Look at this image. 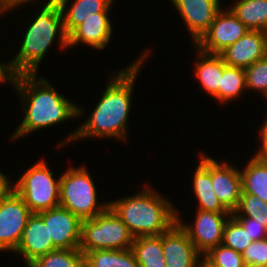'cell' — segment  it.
Masks as SVG:
<instances>
[{"label":"cell","mask_w":267,"mask_h":267,"mask_svg":"<svg viewBox=\"0 0 267 267\" xmlns=\"http://www.w3.org/2000/svg\"><path fill=\"white\" fill-rule=\"evenodd\" d=\"M249 234V238H252L253 241L263 240L267 238V227L263 224H259L253 218L250 217H234Z\"/></svg>","instance_id":"32"},{"label":"cell","mask_w":267,"mask_h":267,"mask_svg":"<svg viewBox=\"0 0 267 267\" xmlns=\"http://www.w3.org/2000/svg\"><path fill=\"white\" fill-rule=\"evenodd\" d=\"M252 242L247 230L231 215L224 226L222 244L242 254Z\"/></svg>","instance_id":"28"},{"label":"cell","mask_w":267,"mask_h":267,"mask_svg":"<svg viewBox=\"0 0 267 267\" xmlns=\"http://www.w3.org/2000/svg\"><path fill=\"white\" fill-rule=\"evenodd\" d=\"M244 213V214H243ZM233 217H250L267 227V202L251 193H242Z\"/></svg>","instance_id":"27"},{"label":"cell","mask_w":267,"mask_h":267,"mask_svg":"<svg viewBox=\"0 0 267 267\" xmlns=\"http://www.w3.org/2000/svg\"><path fill=\"white\" fill-rule=\"evenodd\" d=\"M32 213L60 206V177L55 179L45 161H39L13 183Z\"/></svg>","instance_id":"7"},{"label":"cell","mask_w":267,"mask_h":267,"mask_svg":"<svg viewBox=\"0 0 267 267\" xmlns=\"http://www.w3.org/2000/svg\"><path fill=\"white\" fill-rule=\"evenodd\" d=\"M14 76L15 75L11 71L9 64L8 63L2 64L0 62V82H3L6 80V82L9 81L10 83H12Z\"/></svg>","instance_id":"35"},{"label":"cell","mask_w":267,"mask_h":267,"mask_svg":"<svg viewBox=\"0 0 267 267\" xmlns=\"http://www.w3.org/2000/svg\"><path fill=\"white\" fill-rule=\"evenodd\" d=\"M260 136V139H262V147L256 152L255 156L267 160V119L263 122L262 127L260 128Z\"/></svg>","instance_id":"33"},{"label":"cell","mask_w":267,"mask_h":267,"mask_svg":"<svg viewBox=\"0 0 267 267\" xmlns=\"http://www.w3.org/2000/svg\"><path fill=\"white\" fill-rule=\"evenodd\" d=\"M133 240L127 226L110 207L92 219L82 220L79 249L84 254L101 249H131Z\"/></svg>","instance_id":"5"},{"label":"cell","mask_w":267,"mask_h":267,"mask_svg":"<svg viewBox=\"0 0 267 267\" xmlns=\"http://www.w3.org/2000/svg\"><path fill=\"white\" fill-rule=\"evenodd\" d=\"M246 88L245 70L239 67L228 66L224 62V71L221 77V86L213 96L220 102H229L237 98Z\"/></svg>","instance_id":"25"},{"label":"cell","mask_w":267,"mask_h":267,"mask_svg":"<svg viewBox=\"0 0 267 267\" xmlns=\"http://www.w3.org/2000/svg\"><path fill=\"white\" fill-rule=\"evenodd\" d=\"M59 1L63 14L64 29L67 35L83 23L91 14L109 12L113 2V0H75L68 10L66 9L68 0Z\"/></svg>","instance_id":"19"},{"label":"cell","mask_w":267,"mask_h":267,"mask_svg":"<svg viewBox=\"0 0 267 267\" xmlns=\"http://www.w3.org/2000/svg\"><path fill=\"white\" fill-rule=\"evenodd\" d=\"M54 250L56 248L53 246L52 239H49L48 226L38 213H32L14 252L23 256L27 267L37 257Z\"/></svg>","instance_id":"15"},{"label":"cell","mask_w":267,"mask_h":267,"mask_svg":"<svg viewBox=\"0 0 267 267\" xmlns=\"http://www.w3.org/2000/svg\"><path fill=\"white\" fill-rule=\"evenodd\" d=\"M197 210L192 225H183L179 216L177 223L189 235L196 250L204 255L211 248L222 244L224 226L232 213Z\"/></svg>","instance_id":"10"},{"label":"cell","mask_w":267,"mask_h":267,"mask_svg":"<svg viewBox=\"0 0 267 267\" xmlns=\"http://www.w3.org/2000/svg\"><path fill=\"white\" fill-rule=\"evenodd\" d=\"M199 61L195 64V74L201 86L209 93L214 96L221 86V77L224 71V61L218 54H208L198 50Z\"/></svg>","instance_id":"20"},{"label":"cell","mask_w":267,"mask_h":267,"mask_svg":"<svg viewBox=\"0 0 267 267\" xmlns=\"http://www.w3.org/2000/svg\"><path fill=\"white\" fill-rule=\"evenodd\" d=\"M242 193H251L267 202V160L253 156L240 171Z\"/></svg>","instance_id":"21"},{"label":"cell","mask_w":267,"mask_h":267,"mask_svg":"<svg viewBox=\"0 0 267 267\" xmlns=\"http://www.w3.org/2000/svg\"><path fill=\"white\" fill-rule=\"evenodd\" d=\"M248 28L229 9L216 14L209 29L195 43L197 50L220 54L248 32Z\"/></svg>","instance_id":"8"},{"label":"cell","mask_w":267,"mask_h":267,"mask_svg":"<svg viewBox=\"0 0 267 267\" xmlns=\"http://www.w3.org/2000/svg\"><path fill=\"white\" fill-rule=\"evenodd\" d=\"M203 258L213 267H246L242 254L223 244L211 248Z\"/></svg>","instance_id":"29"},{"label":"cell","mask_w":267,"mask_h":267,"mask_svg":"<svg viewBox=\"0 0 267 267\" xmlns=\"http://www.w3.org/2000/svg\"><path fill=\"white\" fill-rule=\"evenodd\" d=\"M48 226L49 239L56 249L79 248L82 220L62 206L38 212Z\"/></svg>","instance_id":"11"},{"label":"cell","mask_w":267,"mask_h":267,"mask_svg":"<svg viewBox=\"0 0 267 267\" xmlns=\"http://www.w3.org/2000/svg\"><path fill=\"white\" fill-rule=\"evenodd\" d=\"M162 247L166 267H198L201 255L177 222L162 233Z\"/></svg>","instance_id":"12"},{"label":"cell","mask_w":267,"mask_h":267,"mask_svg":"<svg viewBox=\"0 0 267 267\" xmlns=\"http://www.w3.org/2000/svg\"><path fill=\"white\" fill-rule=\"evenodd\" d=\"M29 1L30 0H0V13L11 10L16 6L19 7L20 4Z\"/></svg>","instance_id":"36"},{"label":"cell","mask_w":267,"mask_h":267,"mask_svg":"<svg viewBox=\"0 0 267 267\" xmlns=\"http://www.w3.org/2000/svg\"><path fill=\"white\" fill-rule=\"evenodd\" d=\"M198 267H213L212 265H210L204 258H202V260H200Z\"/></svg>","instance_id":"37"},{"label":"cell","mask_w":267,"mask_h":267,"mask_svg":"<svg viewBox=\"0 0 267 267\" xmlns=\"http://www.w3.org/2000/svg\"><path fill=\"white\" fill-rule=\"evenodd\" d=\"M219 55L228 66L245 69L267 55V32L248 30Z\"/></svg>","instance_id":"13"},{"label":"cell","mask_w":267,"mask_h":267,"mask_svg":"<svg viewBox=\"0 0 267 267\" xmlns=\"http://www.w3.org/2000/svg\"><path fill=\"white\" fill-rule=\"evenodd\" d=\"M84 267H140L132 249L93 250L84 254Z\"/></svg>","instance_id":"24"},{"label":"cell","mask_w":267,"mask_h":267,"mask_svg":"<svg viewBox=\"0 0 267 267\" xmlns=\"http://www.w3.org/2000/svg\"><path fill=\"white\" fill-rule=\"evenodd\" d=\"M246 267H267V238L253 241L242 253Z\"/></svg>","instance_id":"31"},{"label":"cell","mask_w":267,"mask_h":267,"mask_svg":"<svg viewBox=\"0 0 267 267\" xmlns=\"http://www.w3.org/2000/svg\"><path fill=\"white\" fill-rule=\"evenodd\" d=\"M9 178L0 172V201L3 200L12 190L14 186L9 182Z\"/></svg>","instance_id":"34"},{"label":"cell","mask_w":267,"mask_h":267,"mask_svg":"<svg viewBox=\"0 0 267 267\" xmlns=\"http://www.w3.org/2000/svg\"><path fill=\"white\" fill-rule=\"evenodd\" d=\"M219 0H172L185 21L194 44L209 29L216 14L222 9Z\"/></svg>","instance_id":"14"},{"label":"cell","mask_w":267,"mask_h":267,"mask_svg":"<svg viewBox=\"0 0 267 267\" xmlns=\"http://www.w3.org/2000/svg\"><path fill=\"white\" fill-rule=\"evenodd\" d=\"M212 185L217 198L232 213L242 195L240 170L212 158Z\"/></svg>","instance_id":"16"},{"label":"cell","mask_w":267,"mask_h":267,"mask_svg":"<svg viewBox=\"0 0 267 267\" xmlns=\"http://www.w3.org/2000/svg\"><path fill=\"white\" fill-rule=\"evenodd\" d=\"M145 51L141 58L124 70L118 71L106 86L102 98L97 103L91 116L66 141L88 137H111L126 141L128 114L131 107V94L138 71L143 60L148 57Z\"/></svg>","instance_id":"1"},{"label":"cell","mask_w":267,"mask_h":267,"mask_svg":"<svg viewBox=\"0 0 267 267\" xmlns=\"http://www.w3.org/2000/svg\"><path fill=\"white\" fill-rule=\"evenodd\" d=\"M42 10L31 22L21 43L18 54L8 62L14 75L36 74L47 49L59 36L62 48L68 47V35L64 29L59 0H47Z\"/></svg>","instance_id":"3"},{"label":"cell","mask_w":267,"mask_h":267,"mask_svg":"<svg viewBox=\"0 0 267 267\" xmlns=\"http://www.w3.org/2000/svg\"><path fill=\"white\" fill-rule=\"evenodd\" d=\"M244 70L246 88L259 91L267 99V55Z\"/></svg>","instance_id":"30"},{"label":"cell","mask_w":267,"mask_h":267,"mask_svg":"<svg viewBox=\"0 0 267 267\" xmlns=\"http://www.w3.org/2000/svg\"><path fill=\"white\" fill-rule=\"evenodd\" d=\"M109 207L127 226L134 238L158 236L177 222V211L150 187L140 193L109 203Z\"/></svg>","instance_id":"4"},{"label":"cell","mask_w":267,"mask_h":267,"mask_svg":"<svg viewBox=\"0 0 267 267\" xmlns=\"http://www.w3.org/2000/svg\"><path fill=\"white\" fill-rule=\"evenodd\" d=\"M32 214L22 197L12 190L0 201V251H15Z\"/></svg>","instance_id":"9"},{"label":"cell","mask_w":267,"mask_h":267,"mask_svg":"<svg viewBox=\"0 0 267 267\" xmlns=\"http://www.w3.org/2000/svg\"><path fill=\"white\" fill-rule=\"evenodd\" d=\"M194 173V193L198 199V209L211 212H230L217 198L212 185V158L200 155Z\"/></svg>","instance_id":"18"},{"label":"cell","mask_w":267,"mask_h":267,"mask_svg":"<svg viewBox=\"0 0 267 267\" xmlns=\"http://www.w3.org/2000/svg\"><path fill=\"white\" fill-rule=\"evenodd\" d=\"M230 10L249 30L267 32V0H237Z\"/></svg>","instance_id":"23"},{"label":"cell","mask_w":267,"mask_h":267,"mask_svg":"<svg viewBox=\"0 0 267 267\" xmlns=\"http://www.w3.org/2000/svg\"><path fill=\"white\" fill-rule=\"evenodd\" d=\"M60 206L81 220L92 219L109 207L98 204L95 184L84 167L69 168L60 177Z\"/></svg>","instance_id":"6"},{"label":"cell","mask_w":267,"mask_h":267,"mask_svg":"<svg viewBox=\"0 0 267 267\" xmlns=\"http://www.w3.org/2000/svg\"><path fill=\"white\" fill-rule=\"evenodd\" d=\"M27 267H84V253L79 248L56 249L37 257Z\"/></svg>","instance_id":"26"},{"label":"cell","mask_w":267,"mask_h":267,"mask_svg":"<svg viewBox=\"0 0 267 267\" xmlns=\"http://www.w3.org/2000/svg\"><path fill=\"white\" fill-rule=\"evenodd\" d=\"M131 249L140 267H166V259L163 256L162 234L136 237Z\"/></svg>","instance_id":"22"},{"label":"cell","mask_w":267,"mask_h":267,"mask_svg":"<svg viewBox=\"0 0 267 267\" xmlns=\"http://www.w3.org/2000/svg\"><path fill=\"white\" fill-rule=\"evenodd\" d=\"M37 74H19L13 79V86L18 91L24 105V118L11 139L55 125L83 114L82 109L69 102L48 80ZM26 103V104H24Z\"/></svg>","instance_id":"2"},{"label":"cell","mask_w":267,"mask_h":267,"mask_svg":"<svg viewBox=\"0 0 267 267\" xmlns=\"http://www.w3.org/2000/svg\"><path fill=\"white\" fill-rule=\"evenodd\" d=\"M109 12L91 14L68 35V46L84 43L96 49H102L108 44L112 35V25Z\"/></svg>","instance_id":"17"}]
</instances>
